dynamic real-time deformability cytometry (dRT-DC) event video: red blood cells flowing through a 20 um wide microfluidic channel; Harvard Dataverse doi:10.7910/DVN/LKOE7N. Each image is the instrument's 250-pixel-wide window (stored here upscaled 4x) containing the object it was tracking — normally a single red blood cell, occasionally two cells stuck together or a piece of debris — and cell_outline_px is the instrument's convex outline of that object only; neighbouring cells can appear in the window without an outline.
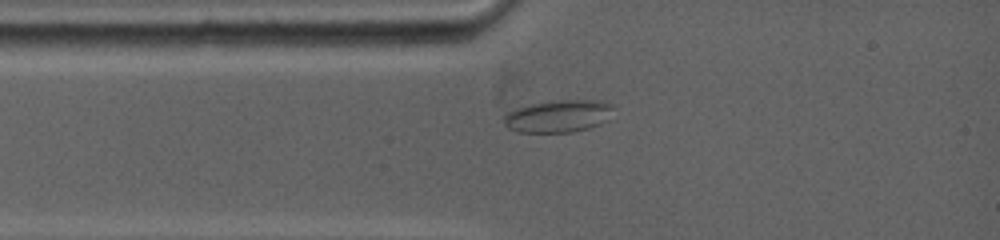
{"species": "common noctule bat (a hibernating species)", "species_latin": "Nyctalus noctula", "temperature_condition": "warm", "stored_images_in_passage": 56, "camera_frame_rate_fps": 5000, "um_per_image_px": 0.085, "animal": {"sex": "female", "body_mass_g": 19.0, "forearm_length_mm": 53.3}, "frame": {"image": 1, "passage_image": 1, "time_ms": 0.0, "image_size_px": [1000, 240], "cell_outline_px": [[612, 108], [608, 120], [600, 124], [588, 128], [572, 132], [516, 132], [508, 128], [504, 124], [504, 116], [508, 112], [516, 108], [532, 104], [552, 100], [596, 100], [612, 104]], "centroid_in_image_um": [47.44, 9.87], "position_along_channel_um": 37.6, "area_um2": 20.63}}
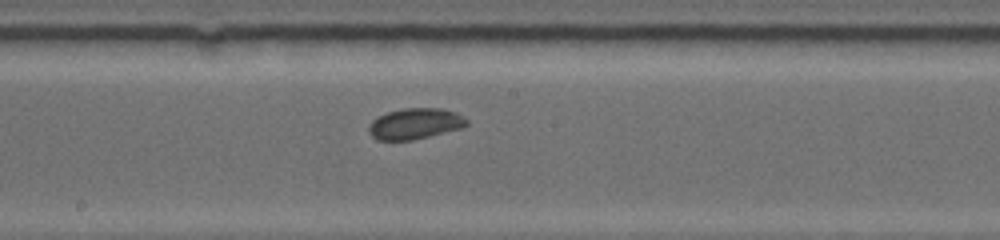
{"frame": {"image": 2, "passage_image": 26, "time_ms": 4.6, "image_size_px": [1000, 240], "cell_outline_px": [[468, 124], [460, 128], [412, 140], [376, 140], [368, 132], [368, 124], [376, 116], [388, 112], [404, 108], [440, 108], [456, 112], [464, 116], [468, 120]], "centroid_in_image_um": [35.24, 10.5], "position_along_channel_um": 213.0, "area_um2": 17.69}}
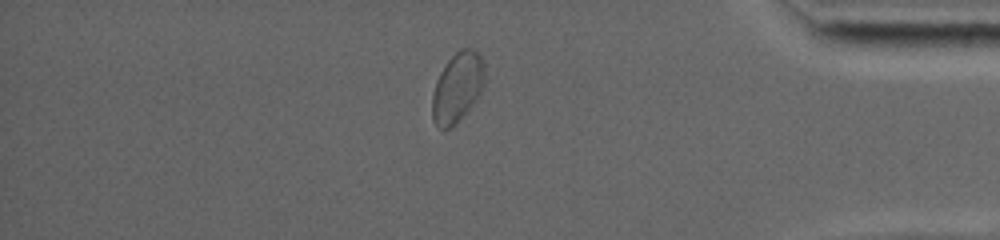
{"frame": {"image": 3, "passage_image": 49, "time_ms": 10.2, "image_size_px": [1000, 240], "cell_outline_px": [[484, 84], [476, 100], [444, 132], [432, 120], [432, 96], [436, 80], [440, 72], [448, 60], [460, 48], [472, 48], [480, 56], [484, 64]], "centroid_in_image_um": [38.86, 7.39], "position_along_channel_um": 396.3, "area_um2": 20.92}, "authors_computed_cell_mechanics": {"area_um2": 17.7446, "velocity_mm_per_s": 3.8389, "shape_relaxation_time_tau1_ms": 5.5333, "shape_relaxation_time_tau2_ms": 0.4008, "deformation_change_tau1": 0.07, "deformation_change_tau2": 0.0379}}